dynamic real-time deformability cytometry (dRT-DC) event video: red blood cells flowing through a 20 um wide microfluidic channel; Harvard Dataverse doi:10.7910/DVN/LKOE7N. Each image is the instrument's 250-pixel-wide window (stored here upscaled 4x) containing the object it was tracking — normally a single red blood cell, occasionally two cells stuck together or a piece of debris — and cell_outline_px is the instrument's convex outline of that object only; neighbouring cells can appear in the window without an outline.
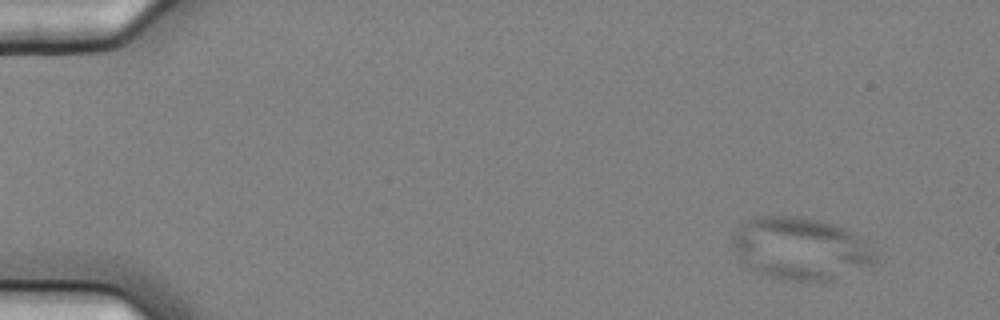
{"species": "common noctule bat (a hibernating species)", "species_latin": "Nyctalus noctula", "temperature_condition": "cold", "stored_images_in_passage": 4, "camera_frame_rate_fps": 3000, "um_per_image_px": 0.085, "animal": {"sex": "female", "body_mass_g": 25.1}, "frame": {"image": 1, "passage_image": 1, "time_ms": 0.0, "image_size_px": [1000, 320], "cell_outline_px": [[876, 264], [832, 280], [784, 280], [768, 276], [748, 268], [732, 248], [732, 232], [740, 224], [752, 216], [800, 216], [820, 220], [856, 232], [876, 256]], "centroid_in_image_um": [68.0, 21.11], "position_along_channel_um": 17.0, "area_um2": 52.14}}